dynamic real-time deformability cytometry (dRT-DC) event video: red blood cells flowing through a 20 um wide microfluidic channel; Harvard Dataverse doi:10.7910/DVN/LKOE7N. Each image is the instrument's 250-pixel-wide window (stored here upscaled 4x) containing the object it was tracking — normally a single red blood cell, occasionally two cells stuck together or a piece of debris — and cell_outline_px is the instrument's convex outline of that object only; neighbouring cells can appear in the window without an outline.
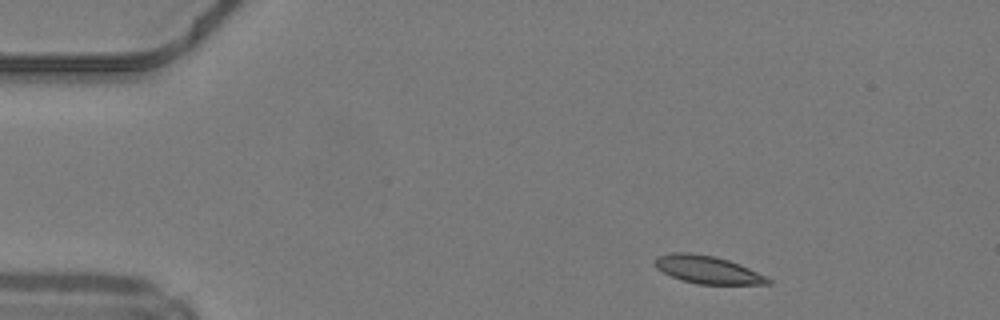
{"species": "common noctule bat (a hibernating species)", "species_latin": "Nyctalus noctula", "temperature_condition": "warm", "stored_images_in_passage": 43, "camera_frame_rate_fps": 3000, "um_per_image_px": 0.085, "animal": {"sex": "male", "body_mass_g": 19.2, "forearm_length_mm": 51.8}, "frame": {"image": 1, "passage_image": 1, "time_ms": 0.0, "image_size_px": [1000, 320], "cell_outline_px": [[772, 284], [696, 284], [672, 276], [656, 268], [652, 264], [660, 256], [672, 252], [688, 252], [716, 256], [740, 264], [772, 280]], "centroid_in_image_um": [60.14, 22.92], "position_along_channel_um": 24.9, "area_um2": 18.09}}
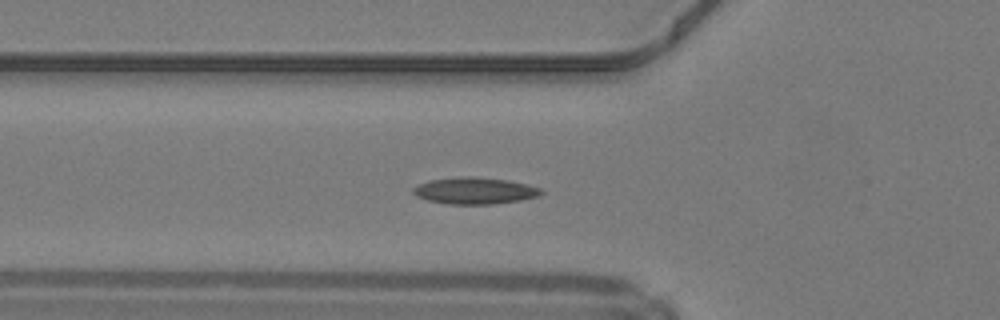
{"frame": {"image": 2, "passage_image": 11, "time_ms": 3.333, "image_size_px": [1000, 320], "cell_outline_px": [[544, 192], [540, 196], [520, 200], [492, 204], [448, 204], [428, 200], [416, 196], [412, 192], [412, 188], [416, 184], [432, 180], [460, 176], [468, 176], [508, 180], [540, 188]], "centroid_in_image_um": [40.32, 16.21], "position_along_channel_um": 85.5, "area_um2": 19.83}}
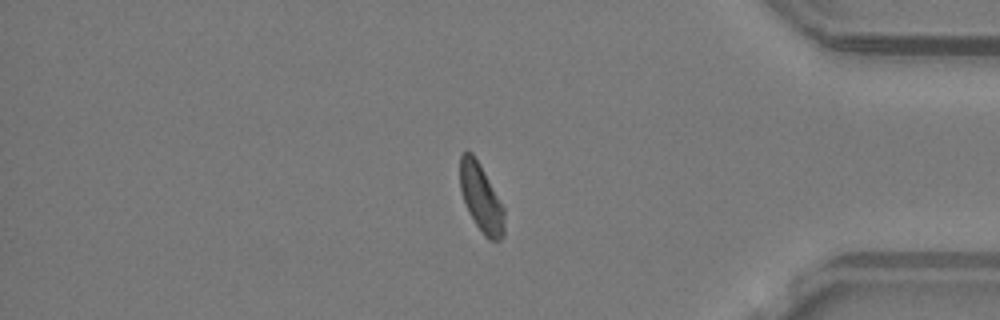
{"frame": {"image": 3, "passage_image": 35, "time_ms": 11.333, "image_size_px": [1000, 320], "cell_outline_px": [[504, 236], [500, 240], [488, 240], [484, 236], [468, 212], [460, 188], [460, 156], [468, 148], [472, 152], [480, 164], [504, 208]], "centroid_in_image_um": [40.89, 16.82], "position_along_channel_um": 394.3, "area_um2": 17.51}, "authors_computed_cell_mechanics": {"area_um2": 18.3226, "velocity_mm_per_s": 4.1991, "shape_relaxation_time_tau1_ms": 4.4484, "shape_relaxation_time_tau2_ms": 2.0256, "deformation_change_tau1": 0.113, "deformation_change_tau2": 0.0743}}